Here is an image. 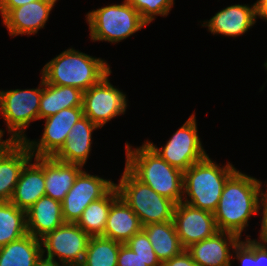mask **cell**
I'll return each instance as SVG.
<instances>
[{
  "label": "cell",
  "mask_w": 267,
  "mask_h": 266,
  "mask_svg": "<svg viewBox=\"0 0 267 266\" xmlns=\"http://www.w3.org/2000/svg\"><path fill=\"white\" fill-rule=\"evenodd\" d=\"M58 0H36L12 9L3 19L11 37L33 35L45 27Z\"/></svg>",
  "instance_id": "5bb4252c"
},
{
  "label": "cell",
  "mask_w": 267,
  "mask_h": 266,
  "mask_svg": "<svg viewBox=\"0 0 267 266\" xmlns=\"http://www.w3.org/2000/svg\"><path fill=\"white\" fill-rule=\"evenodd\" d=\"M42 95V77L39 87L32 89L0 90V115L7 127L8 139L24 142L26 128L39 120V107Z\"/></svg>",
  "instance_id": "52a82bcc"
},
{
  "label": "cell",
  "mask_w": 267,
  "mask_h": 266,
  "mask_svg": "<svg viewBox=\"0 0 267 266\" xmlns=\"http://www.w3.org/2000/svg\"><path fill=\"white\" fill-rule=\"evenodd\" d=\"M34 158V163L32 162ZM24 166L10 202L25 212L45 196L44 157H33Z\"/></svg>",
  "instance_id": "ac0fdd59"
},
{
  "label": "cell",
  "mask_w": 267,
  "mask_h": 266,
  "mask_svg": "<svg viewBox=\"0 0 267 266\" xmlns=\"http://www.w3.org/2000/svg\"><path fill=\"white\" fill-rule=\"evenodd\" d=\"M220 166L209 155L191 165L184 172L182 202L214 213L225 182L237 170L230 162Z\"/></svg>",
  "instance_id": "277c9868"
},
{
  "label": "cell",
  "mask_w": 267,
  "mask_h": 266,
  "mask_svg": "<svg viewBox=\"0 0 267 266\" xmlns=\"http://www.w3.org/2000/svg\"><path fill=\"white\" fill-rule=\"evenodd\" d=\"M4 134L5 130L0 129V151L10 142L8 138L6 140H3Z\"/></svg>",
  "instance_id": "f35d334b"
},
{
  "label": "cell",
  "mask_w": 267,
  "mask_h": 266,
  "mask_svg": "<svg viewBox=\"0 0 267 266\" xmlns=\"http://www.w3.org/2000/svg\"><path fill=\"white\" fill-rule=\"evenodd\" d=\"M262 210V212H260ZM262 213L261 218V228L259 232V240L256 241L262 244L267 245V188H265V192L262 194L259 206H258V214Z\"/></svg>",
  "instance_id": "d6a6232c"
},
{
  "label": "cell",
  "mask_w": 267,
  "mask_h": 266,
  "mask_svg": "<svg viewBox=\"0 0 267 266\" xmlns=\"http://www.w3.org/2000/svg\"><path fill=\"white\" fill-rule=\"evenodd\" d=\"M141 230L142 225L138 216L119 196L111 204L102 237L125 244Z\"/></svg>",
  "instance_id": "7402d4cb"
},
{
  "label": "cell",
  "mask_w": 267,
  "mask_h": 266,
  "mask_svg": "<svg viewBox=\"0 0 267 266\" xmlns=\"http://www.w3.org/2000/svg\"><path fill=\"white\" fill-rule=\"evenodd\" d=\"M141 18L147 23L155 20V16H167L174 6V0H127Z\"/></svg>",
  "instance_id": "f1b7e54d"
},
{
  "label": "cell",
  "mask_w": 267,
  "mask_h": 266,
  "mask_svg": "<svg viewBox=\"0 0 267 266\" xmlns=\"http://www.w3.org/2000/svg\"><path fill=\"white\" fill-rule=\"evenodd\" d=\"M26 220L28 233L41 239L65 223L62 202L42 196L26 211Z\"/></svg>",
  "instance_id": "ffe728a7"
},
{
  "label": "cell",
  "mask_w": 267,
  "mask_h": 266,
  "mask_svg": "<svg viewBox=\"0 0 267 266\" xmlns=\"http://www.w3.org/2000/svg\"><path fill=\"white\" fill-rule=\"evenodd\" d=\"M121 244L102 236H90L86 253L80 266H117Z\"/></svg>",
  "instance_id": "83f0119b"
},
{
  "label": "cell",
  "mask_w": 267,
  "mask_h": 266,
  "mask_svg": "<svg viewBox=\"0 0 267 266\" xmlns=\"http://www.w3.org/2000/svg\"><path fill=\"white\" fill-rule=\"evenodd\" d=\"M125 167L142 183L175 204L183 199L184 173L161 158L145 141L132 148L125 143Z\"/></svg>",
  "instance_id": "7a4b0ae2"
},
{
  "label": "cell",
  "mask_w": 267,
  "mask_h": 266,
  "mask_svg": "<svg viewBox=\"0 0 267 266\" xmlns=\"http://www.w3.org/2000/svg\"><path fill=\"white\" fill-rule=\"evenodd\" d=\"M33 158L24 142L10 141L0 151V202H9L25 164Z\"/></svg>",
  "instance_id": "e0dca14e"
},
{
  "label": "cell",
  "mask_w": 267,
  "mask_h": 266,
  "mask_svg": "<svg viewBox=\"0 0 267 266\" xmlns=\"http://www.w3.org/2000/svg\"><path fill=\"white\" fill-rule=\"evenodd\" d=\"M115 183L82 170L62 201V216L65 223H77L84 209L103 197Z\"/></svg>",
  "instance_id": "7c38bea8"
},
{
  "label": "cell",
  "mask_w": 267,
  "mask_h": 266,
  "mask_svg": "<svg viewBox=\"0 0 267 266\" xmlns=\"http://www.w3.org/2000/svg\"><path fill=\"white\" fill-rule=\"evenodd\" d=\"M161 266H198L185 249L180 254L162 263Z\"/></svg>",
  "instance_id": "836d02e7"
},
{
  "label": "cell",
  "mask_w": 267,
  "mask_h": 266,
  "mask_svg": "<svg viewBox=\"0 0 267 266\" xmlns=\"http://www.w3.org/2000/svg\"><path fill=\"white\" fill-rule=\"evenodd\" d=\"M256 20L255 3L235 4L223 8L209 20L203 21L202 27H208V31L213 35L236 38L250 30Z\"/></svg>",
  "instance_id": "9a60e30c"
},
{
  "label": "cell",
  "mask_w": 267,
  "mask_h": 266,
  "mask_svg": "<svg viewBox=\"0 0 267 266\" xmlns=\"http://www.w3.org/2000/svg\"><path fill=\"white\" fill-rule=\"evenodd\" d=\"M262 182L238 169L227 179L216 211L215 222L219 231L236 234L240 238L253 215H258L263 191Z\"/></svg>",
  "instance_id": "6da1fadb"
},
{
  "label": "cell",
  "mask_w": 267,
  "mask_h": 266,
  "mask_svg": "<svg viewBox=\"0 0 267 266\" xmlns=\"http://www.w3.org/2000/svg\"><path fill=\"white\" fill-rule=\"evenodd\" d=\"M264 67H265L266 70H267V60H266V62L264 63Z\"/></svg>",
  "instance_id": "ab89813d"
},
{
  "label": "cell",
  "mask_w": 267,
  "mask_h": 266,
  "mask_svg": "<svg viewBox=\"0 0 267 266\" xmlns=\"http://www.w3.org/2000/svg\"><path fill=\"white\" fill-rule=\"evenodd\" d=\"M98 128L88 117H81L71 128L64 145L53 157L84 167L92 150V134Z\"/></svg>",
  "instance_id": "d6986e66"
},
{
  "label": "cell",
  "mask_w": 267,
  "mask_h": 266,
  "mask_svg": "<svg viewBox=\"0 0 267 266\" xmlns=\"http://www.w3.org/2000/svg\"><path fill=\"white\" fill-rule=\"evenodd\" d=\"M249 237V238H248ZM247 235L246 240H240L237 245L231 249L233 262L239 261L240 266H257L256 262V239H251Z\"/></svg>",
  "instance_id": "4dcf8cb0"
},
{
  "label": "cell",
  "mask_w": 267,
  "mask_h": 266,
  "mask_svg": "<svg viewBox=\"0 0 267 266\" xmlns=\"http://www.w3.org/2000/svg\"><path fill=\"white\" fill-rule=\"evenodd\" d=\"M115 186L119 196L138 216L142 227L173 221L175 203L142 183L126 167Z\"/></svg>",
  "instance_id": "8992f818"
},
{
  "label": "cell",
  "mask_w": 267,
  "mask_h": 266,
  "mask_svg": "<svg viewBox=\"0 0 267 266\" xmlns=\"http://www.w3.org/2000/svg\"><path fill=\"white\" fill-rule=\"evenodd\" d=\"M240 237L219 231L214 236L199 241L186 250L198 266H231L232 252Z\"/></svg>",
  "instance_id": "2e32d148"
},
{
  "label": "cell",
  "mask_w": 267,
  "mask_h": 266,
  "mask_svg": "<svg viewBox=\"0 0 267 266\" xmlns=\"http://www.w3.org/2000/svg\"><path fill=\"white\" fill-rule=\"evenodd\" d=\"M89 238L76 223H63L41 238L42 257L67 266H80Z\"/></svg>",
  "instance_id": "9c48e42d"
},
{
  "label": "cell",
  "mask_w": 267,
  "mask_h": 266,
  "mask_svg": "<svg viewBox=\"0 0 267 266\" xmlns=\"http://www.w3.org/2000/svg\"><path fill=\"white\" fill-rule=\"evenodd\" d=\"M86 21L93 42L118 43L148 25L127 0L88 12Z\"/></svg>",
  "instance_id": "5b68a950"
},
{
  "label": "cell",
  "mask_w": 267,
  "mask_h": 266,
  "mask_svg": "<svg viewBox=\"0 0 267 266\" xmlns=\"http://www.w3.org/2000/svg\"><path fill=\"white\" fill-rule=\"evenodd\" d=\"M36 0H0V15L2 19L14 8Z\"/></svg>",
  "instance_id": "e575fe53"
},
{
  "label": "cell",
  "mask_w": 267,
  "mask_h": 266,
  "mask_svg": "<svg viewBox=\"0 0 267 266\" xmlns=\"http://www.w3.org/2000/svg\"><path fill=\"white\" fill-rule=\"evenodd\" d=\"M83 166L44 157L45 195L62 202Z\"/></svg>",
  "instance_id": "44dd1931"
},
{
  "label": "cell",
  "mask_w": 267,
  "mask_h": 266,
  "mask_svg": "<svg viewBox=\"0 0 267 266\" xmlns=\"http://www.w3.org/2000/svg\"><path fill=\"white\" fill-rule=\"evenodd\" d=\"M111 73L83 92V115L99 128L111 119L124 115L128 107L126 94L110 83Z\"/></svg>",
  "instance_id": "30bf717a"
},
{
  "label": "cell",
  "mask_w": 267,
  "mask_h": 266,
  "mask_svg": "<svg viewBox=\"0 0 267 266\" xmlns=\"http://www.w3.org/2000/svg\"><path fill=\"white\" fill-rule=\"evenodd\" d=\"M35 266H67V265H64V264H60L58 262H55V261H51L49 259H46L44 257H42L37 263Z\"/></svg>",
  "instance_id": "74e56055"
},
{
  "label": "cell",
  "mask_w": 267,
  "mask_h": 266,
  "mask_svg": "<svg viewBox=\"0 0 267 266\" xmlns=\"http://www.w3.org/2000/svg\"><path fill=\"white\" fill-rule=\"evenodd\" d=\"M111 72L106 60L68 48L41 69L43 80L52 85L88 90Z\"/></svg>",
  "instance_id": "3957f363"
},
{
  "label": "cell",
  "mask_w": 267,
  "mask_h": 266,
  "mask_svg": "<svg viewBox=\"0 0 267 266\" xmlns=\"http://www.w3.org/2000/svg\"><path fill=\"white\" fill-rule=\"evenodd\" d=\"M82 107L62 109L60 112L45 118L43 135L36 141L26 139L33 157H53L64 145L73 125L83 117Z\"/></svg>",
  "instance_id": "8fae6325"
},
{
  "label": "cell",
  "mask_w": 267,
  "mask_h": 266,
  "mask_svg": "<svg viewBox=\"0 0 267 266\" xmlns=\"http://www.w3.org/2000/svg\"><path fill=\"white\" fill-rule=\"evenodd\" d=\"M147 234L155 254L161 263L185 250L177 235L173 221L152 223L142 227Z\"/></svg>",
  "instance_id": "d4e9b609"
},
{
  "label": "cell",
  "mask_w": 267,
  "mask_h": 266,
  "mask_svg": "<svg viewBox=\"0 0 267 266\" xmlns=\"http://www.w3.org/2000/svg\"><path fill=\"white\" fill-rule=\"evenodd\" d=\"M173 222L184 249L219 232L214 213L194 208L184 202L175 204Z\"/></svg>",
  "instance_id": "4fadbf2b"
},
{
  "label": "cell",
  "mask_w": 267,
  "mask_h": 266,
  "mask_svg": "<svg viewBox=\"0 0 267 266\" xmlns=\"http://www.w3.org/2000/svg\"><path fill=\"white\" fill-rule=\"evenodd\" d=\"M119 197L114 185L103 197L91 202L82 212L77 225L89 236H102L111 204Z\"/></svg>",
  "instance_id": "484cf974"
},
{
  "label": "cell",
  "mask_w": 267,
  "mask_h": 266,
  "mask_svg": "<svg viewBox=\"0 0 267 266\" xmlns=\"http://www.w3.org/2000/svg\"><path fill=\"white\" fill-rule=\"evenodd\" d=\"M82 100L83 91L80 89L48 84L42 78L39 120L52 116L62 109L82 107Z\"/></svg>",
  "instance_id": "603a6c76"
},
{
  "label": "cell",
  "mask_w": 267,
  "mask_h": 266,
  "mask_svg": "<svg viewBox=\"0 0 267 266\" xmlns=\"http://www.w3.org/2000/svg\"><path fill=\"white\" fill-rule=\"evenodd\" d=\"M256 18L267 21V0H257L255 2Z\"/></svg>",
  "instance_id": "8d00e7d4"
},
{
  "label": "cell",
  "mask_w": 267,
  "mask_h": 266,
  "mask_svg": "<svg viewBox=\"0 0 267 266\" xmlns=\"http://www.w3.org/2000/svg\"><path fill=\"white\" fill-rule=\"evenodd\" d=\"M26 212L9 202H0V247L26 235Z\"/></svg>",
  "instance_id": "4316f807"
},
{
  "label": "cell",
  "mask_w": 267,
  "mask_h": 266,
  "mask_svg": "<svg viewBox=\"0 0 267 266\" xmlns=\"http://www.w3.org/2000/svg\"><path fill=\"white\" fill-rule=\"evenodd\" d=\"M257 266H267V245L256 241Z\"/></svg>",
  "instance_id": "d590c367"
},
{
  "label": "cell",
  "mask_w": 267,
  "mask_h": 266,
  "mask_svg": "<svg viewBox=\"0 0 267 266\" xmlns=\"http://www.w3.org/2000/svg\"><path fill=\"white\" fill-rule=\"evenodd\" d=\"M145 142L166 162L183 173L194 163L208 156L198 135L195 113L189 116L185 123L176 130L163 147Z\"/></svg>",
  "instance_id": "ba28073f"
},
{
  "label": "cell",
  "mask_w": 267,
  "mask_h": 266,
  "mask_svg": "<svg viewBox=\"0 0 267 266\" xmlns=\"http://www.w3.org/2000/svg\"><path fill=\"white\" fill-rule=\"evenodd\" d=\"M117 266H148L144 261L132 251V249L126 244H121L118 258Z\"/></svg>",
  "instance_id": "1f68e13d"
},
{
  "label": "cell",
  "mask_w": 267,
  "mask_h": 266,
  "mask_svg": "<svg viewBox=\"0 0 267 266\" xmlns=\"http://www.w3.org/2000/svg\"><path fill=\"white\" fill-rule=\"evenodd\" d=\"M133 252H135L146 265L161 266L162 263L152 248L147 234L141 230L139 233L133 235L126 243Z\"/></svg>",
  "instance_id": "f546056e"
},
{
  "label": "cell",
  "mask_w": 267,
  "mask_h": 266,
  "mask_svg": "<svg viewBox=\"0 0 267 266\" xmlns=\"http://www.w3.org/2000/svg\"><path fill=\"white\" fill-rule=\"evenodd\" d=\"M41 258V239L29 233L0 247V266H35Z\"/></svg>",
  "instance_id": "cb8c5ba5"
}]
</instances>
